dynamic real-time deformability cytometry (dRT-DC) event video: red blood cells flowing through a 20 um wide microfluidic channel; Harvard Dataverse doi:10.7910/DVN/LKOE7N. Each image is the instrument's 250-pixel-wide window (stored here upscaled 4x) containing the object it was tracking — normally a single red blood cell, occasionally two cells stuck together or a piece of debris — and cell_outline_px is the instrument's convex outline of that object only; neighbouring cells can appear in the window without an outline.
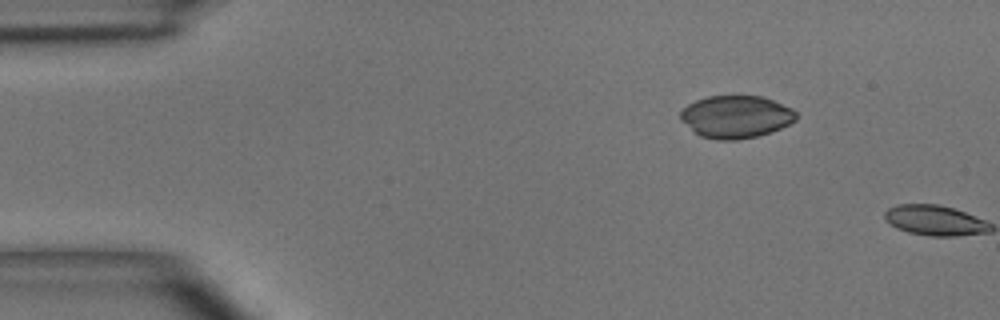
{"species": "common noctule bat (a hibernating species)", "species_latin": "Nyctalus noctula", "temperature_condition": "room temperature", "stored_images_in_passage": 2, "camera_frame_rate_fps": 3000, "um_per_image_px": 0.085, "animal": {"sex": "male", "body_mass_g": 15.6}, "frame": {"image": 1, "passage_image": 1, "time_ms": 0.0, "image_size_px": [1000, 320], "cell_outline_px": [[796, 120], [772, 132], [756, 136], [736, 140], [716, 140], [700, 136], [680, 120], [680, 112], [688, 104], [696, 100], [708, 96], [764, 96], [792, 108], [796, 112]], "centroid_in_image_um": [62.55, 9.92], "position_along_channel_um": 22.4, "area_um2": 28.67}}